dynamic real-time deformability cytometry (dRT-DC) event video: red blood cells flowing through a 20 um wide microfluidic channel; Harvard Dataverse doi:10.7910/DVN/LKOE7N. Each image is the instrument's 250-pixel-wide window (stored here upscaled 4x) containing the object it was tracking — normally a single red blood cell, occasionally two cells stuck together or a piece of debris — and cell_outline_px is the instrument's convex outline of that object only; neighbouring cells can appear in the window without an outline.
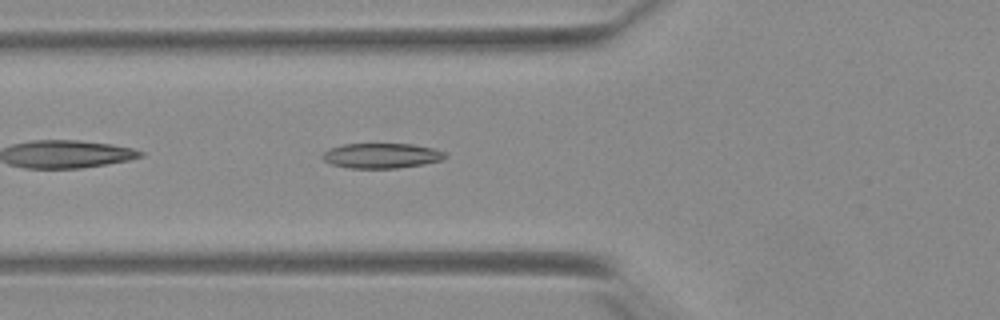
{"species": "Egyptian fruit bat (a non-hibernating species)", "species_latin": "Rousettus aegyptiacus", "temperature_condition": "warm", "stored_images_in_passage": 27, "camera_frame_rate_fps": 3000, "um_per_image_px": 0.085, "animal": {"sex": "female"}, "frame": {"image": 1, "passage_image": 4, "time_ms": 1.0, "image_size_px": [1000, 320], "cell_outline_px": [[448, 156], [440, 160], [424, 164], [396, 168], [348, 168], [332, 164], [324, 160], [320, 156], [328, 148], [344, 144], [412, 144], [432, 148], [444, 152]], "centroid_in_image_um": [32.4, 13.23], "position_along_channel_um": 93.4, "area_um2": 17.86}}
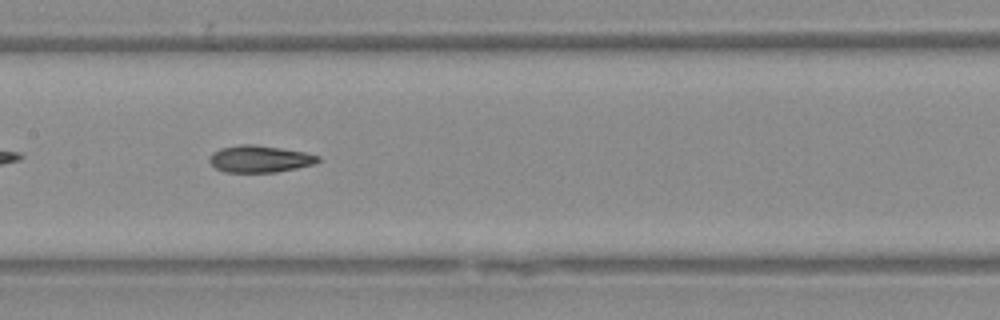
{"frame": {"image": 2, "passage_image": 11, "time_ms": 3.333, "image_size_px": [1000, 320], "cell_outline_px": [[320, 160], [312, 164], [296, 168], [276, 172], [224, 172], [216, 168], [208, 160], [212, 152], [220, 148], [240, 144], [256, 144], [304, 152], [320, 156]], "centroid_in_image_um": [22.04, 13.5], "position_along_channel_um": 185.4, "area_um2": 16.99}}
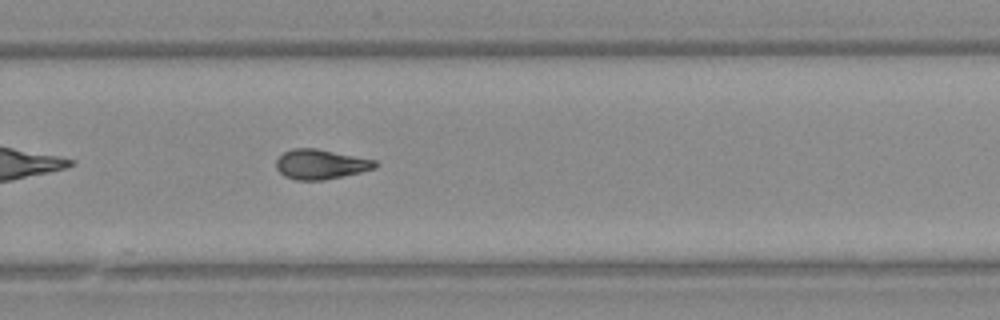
{"frame": {"image": 3, "passage_image": 20, "time_ms": 6.333, "image_size_px": [1000, 320], "cell_outline_px": [[380, 164], [376, 168], [344, 176], [324, 180], [296, 180], [284, 176], [276, 168], [276, 160], [284, 152], [292, 148], [316, 148], [376, 160]], "centroid_in_image_um": [27.27, 13.96], "position_along_channel_um": 302.5, "area_um2": 17.28}, "authors_computed_cell_mechanics": {"area_um2": 16.9354, "velocity_mm_per_s": 3.9228, "shape_relaxation_time_tau1_ms": null, "shape_relaxation_time_tau2_ms": 4.2819, "deformation_change_tau1": null, "deformation_change_tau2": 0.1174}}